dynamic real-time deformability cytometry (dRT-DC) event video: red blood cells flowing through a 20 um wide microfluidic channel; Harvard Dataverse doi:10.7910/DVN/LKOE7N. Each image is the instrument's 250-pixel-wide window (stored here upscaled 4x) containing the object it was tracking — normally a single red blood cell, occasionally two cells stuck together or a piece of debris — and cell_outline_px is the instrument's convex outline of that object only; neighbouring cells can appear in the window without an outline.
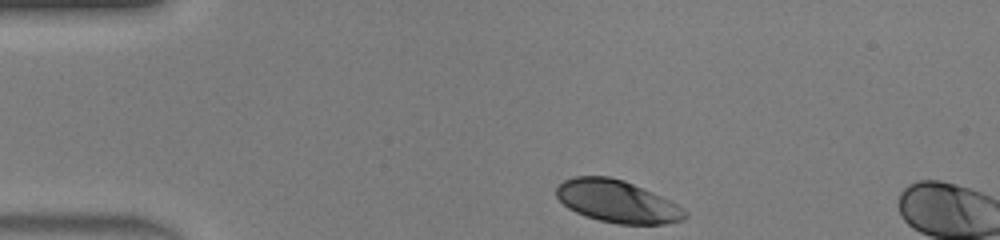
{"species": "human", "species_latin": "Homo sapiens", "temperature_condition": "warm", "stored_images_in_passage": 5, "camera_frame_rate_fps": 3000, "um_per_image_px": 0.085, "donor": {"sex": "male"}, "frame": {"image": 1, "passage_image": 1, "time_ms": 0.0, "image_size_px": [1000, 240], "cell_outline_px": [[688, 216], [684, 220], [664, 224], [616, 224], [600, 220], [576, 212], [568, 208], [556, 196], [556, 188], [564, 180], [576, 176], [608, 176], [624, 180], [652, 192], [676, 204], [688, 212]], "centroid_in_image_um": [52.47, 17.12], "position_along_channel_um": 32.5, "area_um2": 31.5}}